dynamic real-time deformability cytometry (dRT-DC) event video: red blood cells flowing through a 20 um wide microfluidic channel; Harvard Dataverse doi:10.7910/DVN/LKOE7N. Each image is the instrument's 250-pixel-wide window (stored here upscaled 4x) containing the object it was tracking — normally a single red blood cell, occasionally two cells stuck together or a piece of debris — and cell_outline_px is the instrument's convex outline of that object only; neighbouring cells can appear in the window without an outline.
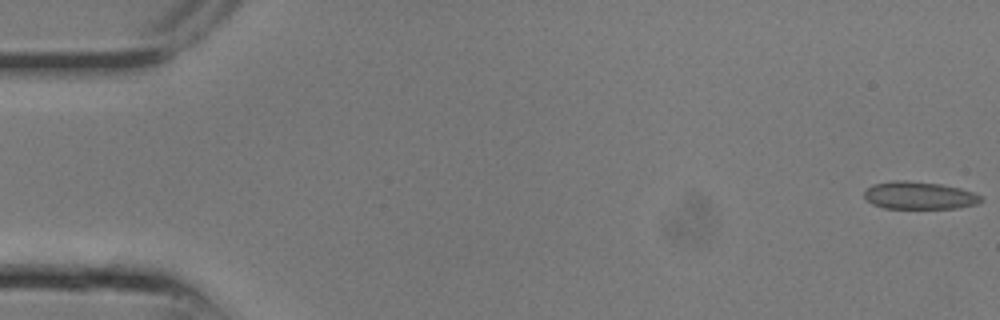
{"species": "common noctule bat (a hibernating species)", "species_latin": "Nyctalus noctula", "temperature_condition": "room temperature", "stored_images_in_passage": 12, "camera_frame_rate_fps": 3000, "um_per_image_px": 0.085, "animal": {"sex": "male", "body_mass_g": 13.3}, "frame": {"image": 1, "passage_image": 1, "time_ms": 0.0, "image_size_px": [1000, 320], "cell_outline_px": [[984, 200], [980, 204], [956, 208], [884, 208], [872, 204], [864, 196], [864, 192], [872, 184], [892, 180], [904, 180], [940, 184], [960, 188], [972, 192], [980, 196]], "centroid_in_image_um": [78.14, 16.61], "position_along_channel_um": 6.9, "area_um2": 18.79}}
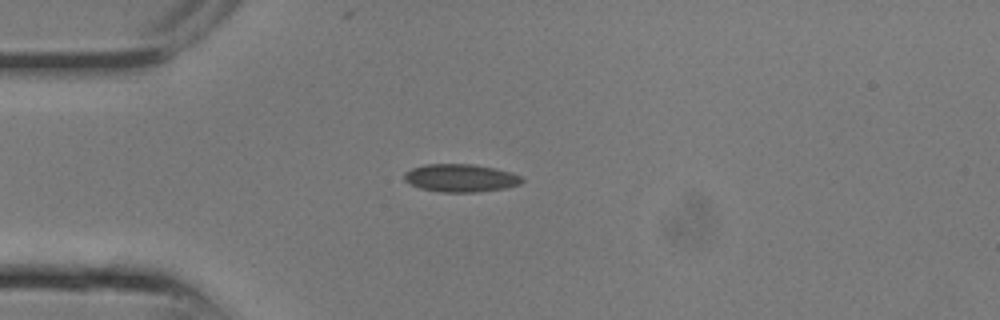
{"frame": {"image": 2, "passage_image": 7, "time_ms": 2.0, "image_size_px": [1000, 320], "cell_outline_px": [[524, 180], [520, 184], [504, 188], [476, 192], [440, 192], [420, 188], [404, 180], [404, 172], [412, 168], [424, 164], [472, 164], [496, 168], [512, 172], [520, 176]], "centroid_in_image_um": [39.15, 15.12], "position_along_channel_um": 45.9, "area_um2": 19.13}}
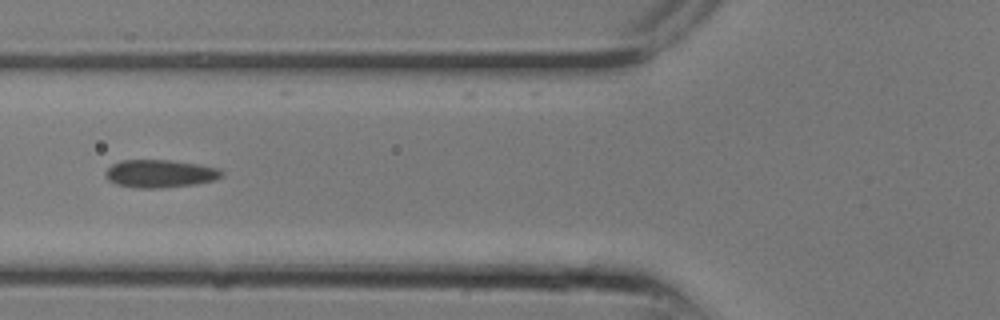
{"frame": {"image": 3, "passage_image": 10, "time_ms": 3.0, "image_size_px": [1000, 320], "cell_outline_px": [[224, 176], [216, 180], [196, 184], [160, 188], [136, 188], [116, 184], [108, 180], [104, 176], [104, 172], [112, 164], [120, 160], [168, 160], [200, 164], [220, 168], [224, 172]], "centroid_in_image_um": [13.63, 14.76], "position_along_channel_um": 112.2, "area_um2": 19.19}}